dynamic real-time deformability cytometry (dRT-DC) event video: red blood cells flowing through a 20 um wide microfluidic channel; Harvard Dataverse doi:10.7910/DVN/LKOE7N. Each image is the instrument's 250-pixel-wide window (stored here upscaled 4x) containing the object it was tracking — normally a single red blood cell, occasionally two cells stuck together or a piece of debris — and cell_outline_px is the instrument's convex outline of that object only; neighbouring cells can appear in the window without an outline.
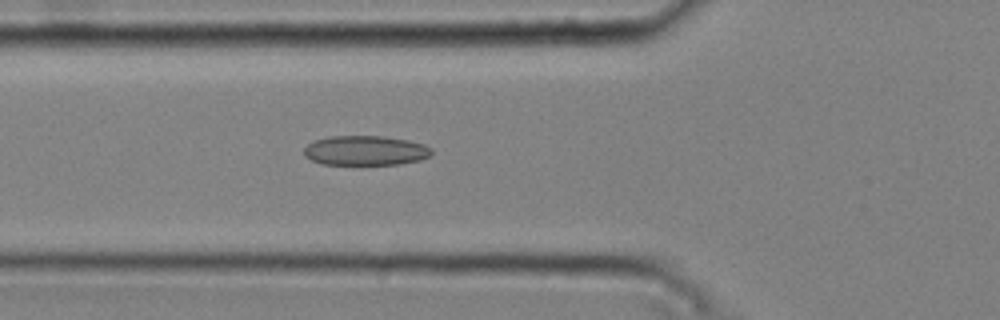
{"species": "common noctule bat (a hibernating species)", "species_latin": "Nyctalus noctula", "temperature_condition": "cold", "stored_images_in_passage": 49, "camera_frame_rate_fps": 3000, "um_per_image_px": 0.085, "animal": {"sex": "male", "body_mass_g": 20.4}, "frame": {"image": 1, "passage_image": 19, "time_ms": 6.0, "image_size_px": [1000, 320], "cell_outline_px": [[432, 152], [428, 156], [420, 160], [400, 164], [320, 164], [304, 156], [304, 148], [312, 140], [328, 136], [384, 136], [408, 140], [424, 144], [432, 148]], "centroid_in_image_um": [31.04, 12.79], "position_along_channel_um": 94.8, "area_um2": 22.2}}
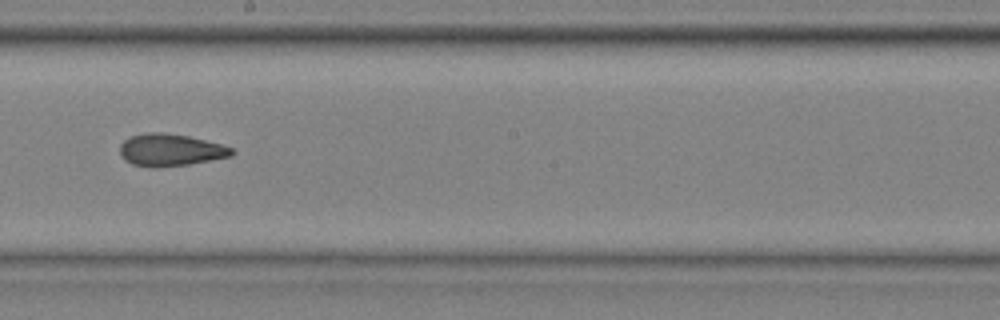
{"frame": {"image": 2, "passage_image": 30, "time_ms": 9.667, "image_size_px": [1000, 320], "cell_outline_px": [[236, 152], [232, 156], [188, 164], [156, 168], [148, 168], [132, 164], [124, 160], [120, 156], [120, 144], [128, 136], [144, 132], [160, 132], [188, 136], [220, 144], [232, 148]], "centroid_in_image_um": [14.43, 12.75], "position_along_channel_um": 233.8, "area_um2": 21.21}}
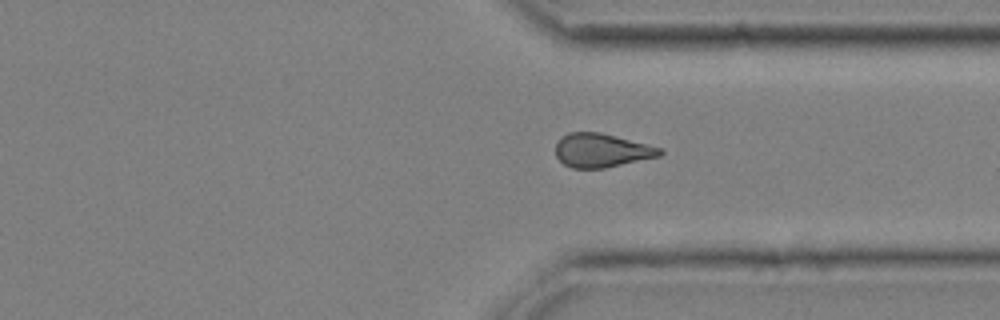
{"frame": {"image": 3, "passage_image": 40, "time_ms": 13.0, "image_size_px": [1000, 320], "cell_outline_px": [[664, 152], [660, 156], [604, 168], [572, 168], [564, 164], [556, 156], [556, 144], [568, 132], [600, 132], [648, 144], [660, 148]], "centroid_in_image_um": [51.14, 12.78], "position_along_channel_um": 360.3, "area_um2": 20.35}, "authors_computed_cell_mechanics": {"area_um2": 21.097, "velocity_mm_per_s": 3.7879, "shape_relaxation_time_tau1_ms": null, "shape_relaxation_time_tau2_ms": 3.4014, "deformation_change_tau1": null, "deformation_change_tau2": 0.1027}}